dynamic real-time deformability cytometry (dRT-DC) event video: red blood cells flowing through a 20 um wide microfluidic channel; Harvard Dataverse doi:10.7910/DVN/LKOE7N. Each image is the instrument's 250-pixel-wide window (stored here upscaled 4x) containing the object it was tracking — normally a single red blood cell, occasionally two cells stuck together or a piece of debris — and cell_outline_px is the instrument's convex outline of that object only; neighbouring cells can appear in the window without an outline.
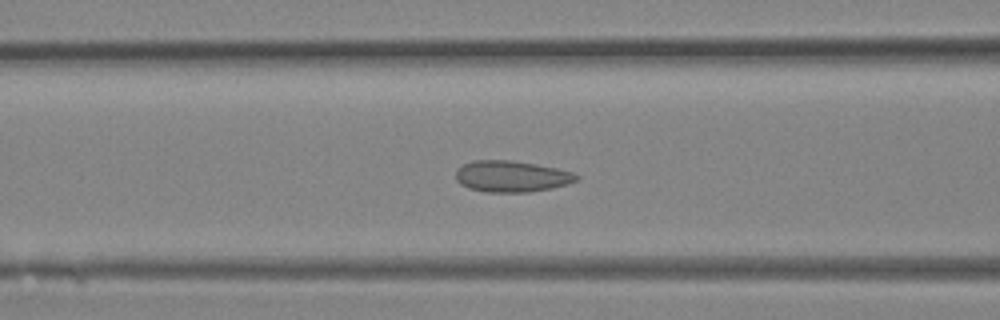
{"species": "Egyptian fruit bat (a non-hibernating species)", "species_latin": "Rousettus aegyptiacus", "temperature_condition": "room temperature", "stored_images_in_passage": 33, "camera_frame_rate_fps": 3000, "um_per_image_px": 0.085, "animal": {"sex": "female"}, "frame": {"image": 1, "passage_image": 13, "time_ms": 4.0, "image_size_px": [1000, 320], "cell_outline_px": [[580, 176], [576, 180], [568, 184], [552, 188], [528, 192], [484, 192], [468, 188], [460, 184], [456, 180], [456, 168], [472, 160], [512, 160], [536, 164], [556, 168], [572, 172]], "centroid_in_image_um": [43.45, 14.99], "position_along_channel_um": 123.2, "area_um2": 22.14}}
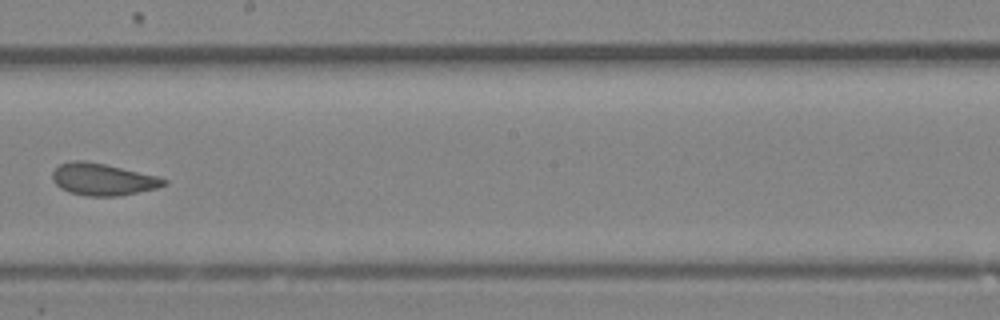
{"frame": {"image": 2, "passage_image": 19, "time_ms": 6.0, "image_size_px": [1000, 320], "cell_outline_px": [[168, 184], [156, 188], [120, 196], [84, 196], [68, 192], [60, 188], [52, 180], [52, 172], [60, 164], [72, 160], [84, 160], [104, 164], [160, 176], [168, 180]], "centroid_in_image_um": [8.74, 15.25], "position_along_channel_um": 239.5, "area_um2": 20.98}}
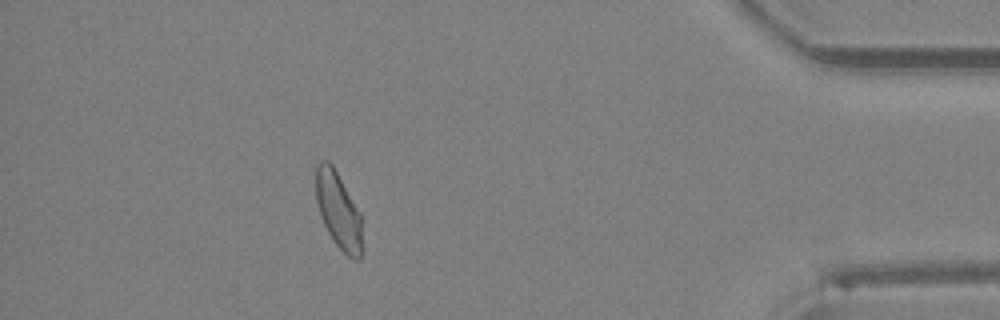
{"frame": {"image": 3, "passage_image": 30, "time_ms": 9.667, "image_size_px": [1000, 320], "cell_outline_px": [[364, 248], [360, 260], [352, 260], [332, 240], [320, 216], [316, 200], [316, 164], [320, 160], [328, 160], [332, 164], [360, 212]], "centroid_in_image_um": [28.79, 17.93], "position_along_channel_um": 406.4, "area_um2": 20.98}}